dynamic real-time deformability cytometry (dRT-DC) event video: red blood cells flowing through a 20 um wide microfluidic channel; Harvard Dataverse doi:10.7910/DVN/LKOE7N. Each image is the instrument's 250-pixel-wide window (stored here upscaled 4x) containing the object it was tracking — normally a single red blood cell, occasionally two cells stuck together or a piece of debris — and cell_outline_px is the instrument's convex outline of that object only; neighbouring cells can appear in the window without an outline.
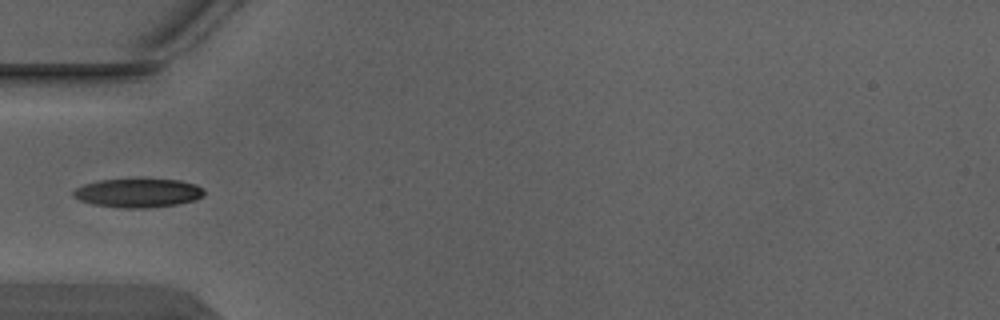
{"species": "Egyptian fruit bat (a non-hibernating species)", "species_latin": "Rousettus aegyptiacus", "temperature_condition": "warm", "stored_images_in_passage": 4, "camera_frame_rate_fps": 3000, "um_per_image_px": 0.085, "animal": {"sex": "male"}, "frame": {"image": 1, "passage_image": 4, "time_ms": 1.0, "image_size_px": [1000, 320], "cell_outline_px": [[204, 196], [196, 200], [180, 204], [148, 208], [120, 208], [92, 204], [80, 200], [72, 196], [72, 192], [76, 188], [84, 184], [100, 180], [140, 176], [180, 180], [196, 184], [204, 188]], "centroid_in_image_um": [11.77, 16.36], "position_along_channel_um": 73.2, "area_um2": 23.18}}